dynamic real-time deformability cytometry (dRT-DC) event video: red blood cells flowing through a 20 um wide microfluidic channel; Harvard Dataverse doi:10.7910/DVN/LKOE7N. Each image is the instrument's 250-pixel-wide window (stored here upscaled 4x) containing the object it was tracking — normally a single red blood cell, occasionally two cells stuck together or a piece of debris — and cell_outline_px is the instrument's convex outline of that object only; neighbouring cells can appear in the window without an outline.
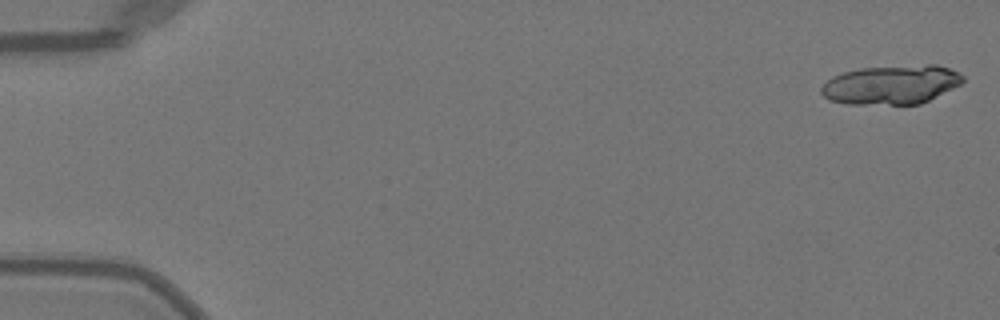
{"species": "Egyptian fruit bat (a non-hibernating species)", "species_latin": "Rousettus aegyptiacus", "temperature_condition": "warm", "stored_images_in_passage": 47, "segment_of_instrument_passage": [1, 2], "camera_frame_rate_fps": 3000, "um_per_image_px": 0.085, "animal": {"sex": "female"}, "frame": {"image": 1, "passage_image": 1, "time_ms": 0.0, "image_size_px": [1000, 320], "cell_outline_px": [[964, 80], [960, 84], [920, 104], [848, 104], [828, 100], [820, 92], [820, 88], [832, 76], [844, 72], [860, 68], [928, 64], [936, 64], [948, 68], [964, 76]], "centroid_in_image_um": [75.73, 7.19], "position_along_channel_um": 9.3, "area_um2": 32.14}}